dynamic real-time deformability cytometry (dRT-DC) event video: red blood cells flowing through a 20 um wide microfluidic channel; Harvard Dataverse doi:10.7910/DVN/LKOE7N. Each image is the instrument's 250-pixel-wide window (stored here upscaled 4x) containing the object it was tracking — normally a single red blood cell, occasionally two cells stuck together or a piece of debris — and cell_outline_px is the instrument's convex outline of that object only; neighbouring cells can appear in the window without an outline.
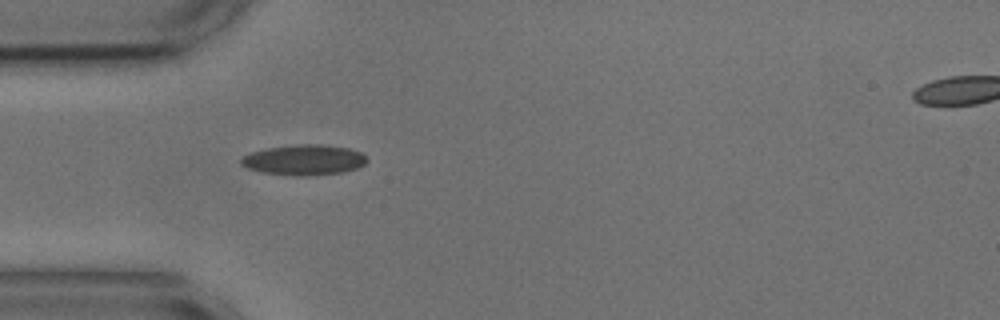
{"species": "common noctule bat (a hibernating species)", "species_latin": "Nyctalus noctula", "temperature_condition": "cold", "stored_images_in_passage": 5, "camera_frame_rate_fps": 3000, "um_per_image_px": 0.085, "animal": {"sex": "male", "body_mass_g": 17.9, "forearm_length_mm": 54.2}, "frame": {"image": 1, "passage_image": 1, "time_ms": 0.0, "image_size_px": [1000, 320], "cell_outline_px": [[368, 160], [364, 164], [356, 168], [344, 172], [304, 176], [296, 176], [260, 172], [248, 168], [240, 164], [240, 160], [248, 152], [264, 148], [296, 144], [320, 144], [348, 148], [360, 152]], "centroid_in_image_um": [25.79, 13.59], "position_along_channel_um": 59.2, "area_um2": 22.43}}